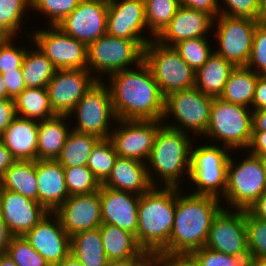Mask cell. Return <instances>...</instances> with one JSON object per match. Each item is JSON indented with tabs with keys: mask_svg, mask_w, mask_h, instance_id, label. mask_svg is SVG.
<instances>
[{
	"mask_svg": "<svg viewBox=\"0 0 266 266\" xmlns=\"http://www.w3.org/2000/svg\"><path fill=\"white\" fill-rule=\"evenodd\" d=\"M229 149V150H228ZM230 148L212 145L191 146L189 180L197 187L193 194L223 198L227 186ZM221 194V195H220Z\"/></svg>",
	"mask_w": 266,
	"mask_h": 266,
	"instance_id": "52a82bcc",
	"label": "cell"
},
{
	"mask_svg": "<svg viewBox=\"0 0 266 266\" xmlns=\"http://www.w3.org/2000/svg\"><path fill=\"white\" fill-rule=\"evenodd\" d=\"M0 266H18L8 254L0 255Z\"/></svg>",
	"mask_w": 266,
	"mask_h": 266,
	"instance_id": "e7e4bbea",
	"label": "cell"
},
{
	"mask_svg": "<svg viewBox=\"0 0 266 266\" xmlns=\"http://www.w3.org/2000/svg\"><path fill=\"white\" fill-rule=\"evenodd\" d=\"M99 137L71 130L57 161L63 168L87 166L93 147Z\"/></svg>",
	"mask_w": 266,
	"mask_h": 266,
	"instance_id": "836d02e7",
	"label": "cell"
},
{
	"mask_svg": "<svg viewBox=\"0 0 266 266\" xmlns=\"http://www.w3.org/2000/svg\"><path fill=\"white\" fill-rule=\"evenodd\" d=\"M188 257L196 266H248L242 257L220 253L206 247L192 251Z\"/></svg>",
	"mask_w": 266,
	"mask_h": 266,
	"instance_id": "ee69618b",
	"label": "cell"
},
{
	"mask_svg": "<svg viewBox=\"0 0 266 266\" xmlns=\"http://www.w3.org/2000/svg\"><path fill=\"white\" fill-rule=\"evenodd\" d=\"M15 161L16 160L11 155V152L5 147L3 142L0 140V178Z\"/></svg>",
	"mask_w": 266,
	"mask_h": 266,
	"instance_id": "9f6ffc18",
	"label": "cell"
},
{
	"mask_svg": "<svg viewBox=\"0 0 266 266\" xmlns=\"http://www.w3.org/2000/svg\"><path fill=\"white\" fill-rule=\"evenodd\" d=\"M253 132L266 131V108L252 110Z\"/></svg>",
	"mask_w": 266,
	"mask_h": 266,
	"instance_id": "6f0895ef",
	"label": "cell"
},
{
	"mask_svg": "<svg viewBox=\"0 0 266 266\" xmlns=\"http://www.w3.org/2000/svg\"><path fill=\"white\" fill-rule=\"evenodd\" d=\"M70 253L84 266H106L100 229L82 231L70 237Z\"/></svg>",
	"mask_w": 266,
	"mask_h": 266,
	"instance_id": "1f68e13d",
	"label": "cell"
},
{
	"mask_svg": "<svg viewBox=\"0 0 266 266\" xmlns=\"http://www.w3.org/2000/svg\"><path fill=\"white\" fill-rule=\"evenodd\" d=\"M253 133L252 110L214 97L208 128L204 137L221 141L222 146L234 149L249 148Z\"/></svg>",
	"mask_w": 266,
	"mask_h": 266,
	"instance_id": "5b68a950",
	"label": "cell"
},
{
	"mask_svg": "<svg viewBox=\"0 0 266 266\" xmlns=\"http://www.w3.org/2000/svg\"><path fill=\"white\" fill-rule=\"evenodd\" d=\"M0 190H10L38 201L35 161L16 160L0 178Z\"/></svg>",
	"mask_w": 266,
	"mask_h": 266,
	"instance_id": "f546056e",
	"label": "cell"
},
{
	"mask_svg": "<svg viewBox=\"0 0 266 266\" xmlns=\"http://www.w3.org/2000/svg\"><path fill=\"white\" fill-rule=\"evenodd\" d=\"M0 211L13 236H24L48 213L38 201L10 190H0Z\"/></svg>",
	"mask_w": 266,
	"mask_h": 266,
	"instance_id": "44dd1931",
	"label": "cell"
},
{
	"mask_svg": "<svg viewBox=\"0 0 266 266\" xmlns=\"http://www.w3.org/2000/svg\"><path fill=\"white\" fill-rule=\"evenodd\" d=\"M70 116L56 115L38 124L37 160H57L71 128L68 122ZM68 126V127H67Z\"/></svg>",
	"mask_w": 266,
	"mask_h": 266,
	"instance_id": "4316f807",
	"label": "cell"
},
{
	"mask_svg": "<svg viewBox=\"0 0 266 266\" xmlns=\"http://www.w3.org/2000/svg\"><path fill=\"white\" fill-rule=\"evenodd\" d=\"M174 49L181 58L196 72L213 54L207 38H190L176 43Z\"/></svg>",
	"mask_w": 266,
	"mask_h": 266,
	"instance_id": "f35d334b",
	"label": "cell"
},
{
	"mask_svg": "<svg viewBox=\"0 0 266 266\" xmlns=\"http://www.w3.org/2000/svg\"><path fill=\"white\" fill-rule=\"evenodd\" d=\"M146 257L109 260L106 266H139Z\"/></svg>",
	"mask_w": 266,
	"mask_h": 266,
	"instance_id": "91938a15",
	"label": "cell"
},
{
	"mask_svg": "<svg viewBox=\"0 0 266 266\" xmlns=\"http://www.w3.org/2000/svg\"><path fill=\"white\" fill-rule=\"evenodd\" d=\"M38 202L48 211L54 212L69 197L64 168L57 160H36Z\"/></svg>",
	"mask_w": 266,
	"mask_h": 266,
	"instance_id": "cb8c5ba5",
	"label": "cell"
},
{
	"mask_svg": "<svg viewBox=\"0 0 266 266\" xmlns=\"http://www.w3.org/2000/svg\"><path fill=\"white\" fill-rule=\"evenodd\" d=\"M117 157L118 154L115 152V148L109 138L100 139L93 147L87 167L101 185L111 174Z\"/></svg>",
	"mask_w": 266,
	"mask_h": 266,
	"instance_id": "8d00e7d4",
	"label": "cell"
},
{
	"mask_svg": "<svg viewBox=\"0 0 266 266\" xmlns=\"http://www.w3.org/2000/svg\"><path fill=\"white\" fill-rule=\"evenodd\" d=\"M245 223L250 261L253 258L266 256V221L254 217L245 210Z\"/></svg>",
	"mask_w": 266,
	"mask_h": 266,
	"instance_id": "b9f144b4",
	"label": "cell"
},
{
	"mask_svg": "<svg viewBox=\"0 0 266 266\" xmlns=\"http://www.w3.org/2000/svg\"><path fill=\"white\" fill-rule=\"evenodd\" d=\"M96 81L87 69H57L46 87L53 112L69 116Z\"/></svg>",
	"mask_w": 266,
	"mask_h": 266,
	"instance_id": "2e32d148",
	"label": "cell"
},
{
	"mask_svg": "<svg viewBox=\"0 0 266 266\" xmlns=\"http://www.w3.org/2000/svg\"><path fill=\"white\" fill-rule=\"evenodd\" d=\"M149 34L156 38L179 9L180 0H144Z\"/></svg>",
	"mask_w": 266,
	"mask_h": 266,
	"instance_id": "d590c367",
	"label": "cell"
},
{
	"mask_svg": "<svg viewBox=\"0 0 266 266\" xmlns=\"http://www.w3.org/2000/svg\"><path fill=\"white\" fill-rule=\"evenodd\" d=\"M101 220L104 224L118 226L136 236L140 195L113 190L101 185L99 189Z\"/></svg>",
	"mask_w": 266,
	"mask_h": 266,
	"instance_id": "7402d4cb",
	"label": "cell"
},
{
	"mask_svg": "<svg viewBox=\"0 0 266 266\" xmlns=\"http://www.w3.org/2000/svg\"><path fill=\"white\" fill-rule=\"evenodd\" d=\"M259 22L266 23V0L259 2Z\"/></svg>",
	"mask_w": 266,
	"mask_h": 266,
	"instance_id": "be15d7a7",
	"label": "cell"
},
{
	"mask_svg": "<svg viewBox=\"0 0 266 266\" xmlns=\"http://www.w3.org/2000/svg\"><path fill=\"white\" fill-rule=\"evenodd\" d=\"M246 67L259 75H266V23L258 22L256 26Z\"/></svg>",
	"mask_w": 266,
	"mask_h": 266,
	"instance_id": "f6af8a7d",
	"label": "cell"
},
{
	"mask_svg": "<svg viewBox=\"0 0 266 266\" xmlns=\"http://www.w3.org/2000/svg\"><path fill=\"white\" fill-rule=\"evenodd\" d=\"M139 266H171L170 257L149 254Z\"/></svg>",
	"mask_w": 266,
	"mask_h": 266,
	"instance_id": "680465c9",
	"label": "cell"
},
{
	"mask_svg": "<svg viewBox=\"0 0 266 266\" xmlns=\"http://www.w3.org/2000/svg\"><path fill=\"white\" fill-rule=\"evenodd\" d=\"M55 266H84V265L70 253L66 258H64L61 262H59Z\"/></svg>",
	"mask_w": 266,
	"mask_h": 266,
	"instance_id": "6125c7cd",
	"label": "cell"
},
{
	"mask_svg": "<svg viewBox=\"0 0 266 266\" xmlns=\"http://www.w3.org/2000/svg\"><path fill=\"white\" fill-rule=\"evenodd\" d=\"M16 116L14 99H0V136Z\"/></svg>",
	"mask_w": 266,
	"mask_h": 266,
	"instance_id": "f907efd6",
	"label": "cell"
},
{
	"mask_svg": "<svg viewBox=\"0 0 266 266\" xmlns=\"http://www.w3.org/2000/svg\"><path fill=\"white\" fill-rule=\"evenodd\" d=\"M21 69L26 88H46L57 70L36 47L26 51Z\"/></svg>",
	"mask_w": 266,
	"mask_h": 266,
	"instance_id": "e575fe53",
	"label": "cell"
},
{
	"mask_svg": "<svg viewBox=\"0 0 266 266\" xmlns=\"http://www.w3.org/2000/svg\"><path fill=\"white\" fill-rule=\"evenodd\" d=\"M179 187L152 186L140 195L136 241L148 254L157 255L169 242Z\"/></svg>",
	"mask_w": 266,
	"mask_h": 266,
	"instance_id": "3957f363",
	"label": "cell"
},
{
	"mask_svg": "<svg viewBox=\"0 0 266 266\" xmlns=\"http://www.w3.org/2000/svg\"><path fill=\"white\" fill-rule=\"evenodd\" d=\"M103 80H97L86 94L79 100L69 116H76L72 130L92 134L100 139H107L111 133V120L117 121L112 106L109 87ZM110 128V129H109Z\"/></svg>",
	"mask_w": 266,
	"mask_h": 266,
	"instance_id": "8fae6325",
	"label": "cell"
},
{
	"mask_svg": "<svg viewBox=\"0 0 266 266\" xmlns=\"http://www.w3.org/2000/svg\"><path fill=\"white\" fill-rule=\"evenodd\" d=\"M222 1L225 4L224 6L226 5L227 6L219 7V14L231 17H248L259 21L260 0H222Z\"/></svg>",
	"mask_w": 266,
	"mask_h": 266,
	"instance_id": "7dc6e473",
	"label": "cell"
},
{
	"mask_svg": "<svg viewBox=\"0 0 266 266\" xmlns=\"http://www.w3.org/2000/svg\"><path fill=\"white\" fill-rule=\"evenodd\" d=\"M9 98L7 96V87L6 82L2 80V77L0 75V99Z\"/></svg>",
	"mask_w": 266,
	"mask_h": 266,
	"instance_id": "03108f58",
	"label": "cell"
},
{
	"mask_svg": "<svg viewBox=\"0 0 266 266\" xmlns=\"http://www.w3.org/2000/svg\"><path fill=\"white\" fill-rule=\"evenodd\" d=\"M16 37H0V74L22 67L28 47L15 46Z\"/></svg>",
	"mask_w": 266,
	"mask_h": 266,
	"instance_id": "bcb514c9",
	"label": "cell"
},
{
	"mask_svg": "<svg viewBox=\"0 0 266 266\" xmlns=\"http://www.w3.org/2000/svg\"><path fill=\"white\" fill-rule=\"evenodd\" d=\"M251 106V110L266 108V75L258 76Z\"/></svg>",
	"mask_w": 266,
	"mask_h": 266,
	"instance_id": "816d5d0a",
	"label": "cell"
},
{
	"mask_svg": "<svg viewBox=\"0 0 266 266\" xmlns=\"http://www.w3.org/2000/svg\"><path fill=\"white\" fill-rule=\"evenodd\" d=\"M235 66L213 52L207 62L196 71L195 87L211 97H220Z\"/></svg>",
	"mask_w": 266,
	"mask_h": 266,
	"instance_id": "f1b7e54d",
	"label": "cell"
},
{
	"mask_svg": "<svg viewBox=\"0 0 266 266\" xmlns=\"http://www.w3.org/2000/svg\"><path fill=\"white\" fill-rule=\"evenodd\" d=\"M0 75L2 80L6 82L9 98L15 99L26 88L21 68Z\"/></svg>",
	"mask_w": 266,
	"mask_h": 266,
	"instance_id": "c3c4849f",
	"label": "cell"
},
{
	"mask_svg": "<svg viewBox=\"0 0 266 266\" xmlns=\"http://www.w3.org/2000/svg\"><path fill=\"white\" fill-rule=\"evenodd\" d=\"M64 174L69 196L90 194L101 187L100 182L87 166L64 168Z\"/></svg>",
	"mask_w": 266,
	"mask_h": 266,
	"instance_id": "ab89813d",
	"label": "cell"
},
{
	"mask_svg": "<svg viewBox=\"0 0 266 266\" xmlns=\"http://www.w3.org/2000/svg\"><path fill=\"white\" fill-rule=\"evenodd\" d=\"M81 2V0H31L33 11L45 14L49 17L50 26H56L69 15Z\"/></svg>",
	"mask_w": 266,
	"mask_h": 266,
	"instance_id": "7bdbcfd3",
	"label": "cell"
},
{
	"mask_svg": "<svg viewBox=\"0 0 266 266\" xmlns=\"http://www.w3.org/2000/svg\"><path fill=\"white\" fill-rule=\"evenodd\" d=\"M176 191L174 224L168 244L157 254L163 257L188 256L205 247L211 223L222 208L221 199Z\"/></svg>",
	"mask_w": 266,
	"mask_h": 266,
	"instance_id": "7a4b0ae2",
	"label": "cell"
},
{
	"mask_svg": "<svg viewBox=\"0 0 266 266\" xmlns=\"http://www.w3.org/2000/svg\"><path fill=\"white\" fill-rule=\"evenodd\" d=\"M214 20L217 24L215 35L219 43L218 49L214 52L235 67L246 66L259 21L248 17H231L221 14Z\"/></svg>",
	"mask_w": 266,
	"mask_h": 266,
	"instance_id": "7c38bea8",
	"label": "cell"
},
{
	"mask_svg": "<svg viewBox=\"0 0 266 266\" xmlns=\"http://www.w3.org/2000/svg\"><path fill=\"white\" fill-rule=\"evenodd\" d=\"M12 237L13 235L8 229L0 211V255L7 254L8 246Z\"/></svg>",
	"mask_w": 266,
	"mask_h": 266,
	"instance_id": "11a10c76",
	"label": "cell"
},
{
	"mask_svg": "<svg viewBox=\"0 0 266 266\" xmlns=\"http://www.w3.org/2000/svg\"><path fill=\"white\" fill-rule=\"evenodd\" d=\"M109 77L108 87L117 120L162 121L165 97L144 61L135 69L118 71Z\"/></svg>",
	"mask_w": 266,
	"mask_h": 266,
	"instance_id": "6da1fadb",
	"label": "cell"
},
{
	"mask_svg": "<svg viewBox=\"0 0 266 266\" xmlns=\"http://www.w3.org/2000/svg\"><path fill=\"white\" fill-rule=\"evenodd\" d=\"M250 263L253 266H266V256L259 257V258H253Z\"/></svg>",
	"mask_w": 266,
	"mask_h": 266,
	"instance_id": "003e7915",
	"label": "cell"
},
{
	"mask_svg": "<svg viewBox=\"0 0 266 266\" xmlns=\"http://www.w3.org/2000/svg\"><path fill=\"white\" fill-rule=\"evenodd\" d=\"M38 124V120L16 116L0 136L15 160H37Z\"/></svg>",
	"mask_w": 266,
	"mask_h": 266,
	"instance_id": "d4e9b609",
	"label": "cell"
},
{
	"mask_svg": "<svg viewBox=\"0 0 266 266\" xmlns=\"http://www.w3.org/2000/svg\"><path fill=\"white\" fill-rule=\"evenodd\" d=\"M146 166L145 162L118 156L102 186L142 195L152 187Z\"/></svg>",
	"mask_w": 266,
	"mask_h": 266,
	"instance_id": "484cf974",
	"label": "cell"
},
{
	"mask_svg": "<svg viewBox=\"0 0 266 266\" xmlns=\"http://www.w3.org/2000/svg\"><path fill=\"white\" fill-rule=\"evenodd\" d=\"M258 157L261 160L263 169L265 170V173H266V153L262 155H258Z\"/></svg>",
	"mask_w": 266,
	"mask_h": 266,
	"instance_id": "a7ac6f4b",
	"label": "cell"
},
{
	"mask_svg": "<svg viewBox=\"0 0 266 266\" xmlns=\"http://www.w3.org/2000/svg\"><path fill=\"white\" fill-rule=\"evenodd\" d=\"M248 152L256 156L266 153V131L253 132Z\"/></svg>",
	"mask_w": 266,
	"mask_h": 266,
	"instance_id": "f5cc1de1",
	"label": "cell"
},
{
	"mask_svg": "<svg viewBox=\"0 0 266 266\" xmlns=\"http://www.w3.org/2000/svg\"><path fill=\"white\" fill-rule=\"evenodd\" d=\"M118 127L112 129L110 141L120 157L147 162L159 128L160 120H117ZM145 159V160H144Z\"/></svg>",
	"mask_w": 266,
	"mask_h": 266,
	"instance_id": "9a60e30c",
	"label": "cell"
},
{
	"mask_svg": "<svg viewBox=\"0 0 266 266\" xmlns=\"http://www.w3.org/2000/svg\"><path fill=\"white\" fill-rule=\"evenodd\" d=\"M150 68L164 97L168 94L195 87L196 72L171 46L152 39L144 48V60Z\"/></svg>",
	"mask_w": 266,
	"mask_h": 266,
	"instance_id": "ba28073f",
	"label": "cell"
},
{
	"mask_svg": "<svg viewBox=\"0 0 266 266\" xmlns=\"http://www.w3.org/2000/svg\"><path fill=\"white\" fill-rule=\"evenodd\" d=\"M53 213L70 237L82 231L99 228L102 224L99 190L90 194L69 196Z\"/></svg>",
	"mask_w": 266,
	"mask_h": 266,
	"instance_id": "ffe728a7",
	"label": "cell"
},
{
	"mask_svg": "<svg viewBox=\"0 0 266 266\" xmlns=\"http://www.w3.org/2000/svg\"><path fill=\"white\" fill-rule=\"evenodd\" d=\"M108 0H81L56 26L87 46L107 34Z\"/></svg>",
	"mask_w": 266,
	"mask_h": 266,
	"instance_id": "e0dca14e",
	"label": "cell"
},
{
	"mask_svg": "<svg viewBox=\"0 0 266 266\" xmlns=\"http://www.w3.org/2000/svg\"><path fill=\"white\" fill-rule=\"evenodd\" d=\"M213 98L196 87L172 92L165 97L162 122L165 126L181 132L188 131L189 134L190 131L191 134L193 131L192 133L202 136L208 128ZM171 114L177 122L168 124L165 120L169 119Z\"/></svg>",
	"mask_w": 266,
	"mask_h": 266,
	"instance_id": "9c48e42d",
	"label": "cell"
},
{
	"mask_svg": "<svg viewBox=\"0 0 266 266\" xmlns=\"http://www.w3.org/2000/svg\"><path fill=\"white\" fill-rule=\"evenodd\" d=\"M214 19L201 11L180 6L170 23L155 38L165 46L190 38H207L208 30L215 28Z\"/></svg>",
	"mask_w": 266,
	"mask_h": 266,
	"instance_id": "603a6c76",
	"label": "cell"
},
{
	"mask_svg": "<svg viewBox=\"0 0 266 266\" xmlns=\"http://www.w3.org/2000/svg\"><path fill=\"white\" fill-rule=\"evenodd\" d=\"M24 237L50 266L70 254V236L53 212H48Z\"/></svg>",
	"mask_w": 266,
	"mask_h": 266,
	"instance_id": "ac0fdd59",
	"label": "cell"
},
{
	"mask_svg": "<svg viewBox=\"0 0 266 266\" xmlns=\"http://www.w3.org/2000/svg\"><path fill=\"white\" fill-rule=\"evenodd\" d=\"M248 154L240 163L234 162L231 154L229 157L223 198L232 210H248L266 190V173L261 160L250 152Z\"/></svg>",
	"mask_w": 266,
	"mask_h": 266,
	"instance_id": "30bf717a",
	"label": "cell"
},
{
	"mask_svg": "<svg viewBox=\"0 0 266 266\" xmlns=\"http://www.w3.org/2000/svg\"><path fill=\"white\" fill-rule=\"evenodd\" d=\"M49 28L27 35L31 45L36 46L56 69H87V45L57 26L49 25Z\"/></svg>",
	"mask_w": 266,
	"mask_h": 266,
	"instance_id": "4fadbf2b",
	"label": "cell"
},
{
	"mask_svg": "<svg viewBox=\"0 0 266 266\" xmlns=\"http://www.w3.org/2000/svg\"><path fill=\"white\" fill-rule=\"evenodd\" d=\"M248 211L256 218L266 221V190L252 204Z\"/></svg>",
	"mask_w": 266,
	"mask_h": 266,
	"instance_id": "db71d44e",
	"label": "cell"
},
{
	"mask_svg": "<svg viewBox=\"0 0 266 266\" xmlns=\"http://www.w3.org/2000/svg\"><path fill=\"white\" fill-rule=\"evenodd\" d=\"M189 135L164 124L159 128L146 162L149 164L146 167L152 186L161 184V187H178L179 182L183 183L180 175L182 176L185 173L188 174L187 177L189 178L191 146L193 143ZM154 176H157L158 179H154Z\"/></svg>",
	"mask_w": 266,
	"mask_h": 266,
	"instance_id": "277c9868",
	"label": "cell"
},
{
	"mask_svg": "<svg viewBox=\"0 0 266 266\" xmlns=\"http://www.w3.org/2000/svg\"><path fill=\"white\" fill-rule=\"evenodd\" d=\"M16 115L34 119L47 120L56 114L53 112L47 88H25L15 99Z\"/></svg>",
	"mask_w": 266,
	"mask_h": 266,
	"instance_id": "d6a6232c",
	"label": "cell"
},
{
	"mask_svg": "<svg viewBox=\"0 0 266 266\" xmlns=\"http://www.w3.org/2000/svg\"><path fill=\"white\" fill-rule=\"evenodd\" d=\"M259 74L246 66L235 67L227 79L220 98L226 102L251 108Z\"/></svg>",
	"mask_w": 266,
	"mask_h": 266,
	"instance_id": "4dcf8cb0",
	"label": "cell"
},
{
	"mask_svg": "<svg viewBox=\"0 0 266 266\" xmlns=\"http://www.w3.org/2000/svg\"><path fill=\"white\" fill-rule=\"evenodd\" d=\"M7 254L18 266H50L24 236H13Z\"/></svg>",
	"mask_w": 266,
	"mask_h": 266,
	"instance_id": "60d3db41",
	"label": "cell"
},
{
	"mask_svg": "<svg viewBox=\"0 0 266 266\" xmlns=\"http://www.w3.org/2000/svg\"><path fill=\"white\" fill-rule=\"evenodd\" d=\"M29 8L31 0H0V37H17Z\"/></svg>",
	"mask_w": 266,
	"mask_h": 266,
	"instance_id": "74e56055",
	"label": "cell"
},
{
	"mask_svg": "<svg viewBox=\"0 0 266 266\" xmlns=\"http://www.w3.org/2000/svg\"><path fill=\"white\" fill-rule=\"evenodd\" d=\"M99 229L108 260L147 257L149 255L138 245L135 235L131 232L104 223L99 226Z\"/></svg>",
	"mask_w": 266,
	"mask_h": 266,
	"instance_id": "83f0119b",
	"label": "cell"
},
{
	"mask_svg": "<svg viewBox=\"0 0 266 266\" xmlns=\"http://www.w3.org/2000/svg\"><path fill=\"white\" fill-rule=\"evenodd\" d=\"M220 0H180V5L204 12L215 19L219 15Z\"/></svg>",
	"mask_w": 266,
	"mask_h": 266,
	"instance_id": "681fc988",
	"label": "cell"
},
{
	"mask_svg": "<svg viewBox=\"0 0 266 266\" xmlns=\"http://www.w3.org/2000/svg\"><path fill=\"white\" fill-rule=\"evenodd\" d=\"M171 266H196L188 256L170 257Z\"/></svg>",
	"mask_w": 266,
	"mask_h": 266,
	"instance_id": "94428289",
	"label": "cell"
},
{
	"mask_svg": "<svg viewBox=\"0 0 266 266\" xmlns=\"http://www.w3.org/2000/svg\"><path fill=\"white\" fill-rule=\"evenodd\" d=\"M147 29L144 0H108L107 34L147 45L152 37L141 35Z\"/></svg>",
	"mask_w": 266,
	"mask_h": 266,
	"instance_id": "d6986e66",
	"label": "cell"
},
{
	"mask_svg": "<svg viewBox=\"0 0 266 266\" xmlns=\"http://www.w3.org/2000/svg\"><path fill=\"white\" fill-rule=\"evenodd\" d=\"M145 46L141 40H127L105 34L87 46V70L101 81L104 80L101 79L104 73L111 75L130 69V65L137 67L144 60Z\"/></svg>",
	"mask_w": 266,
	"mask_h": 266,
	"instance_id": "8992f818",
	"label": "cell"
},
{
	"mask_svg": "<svg viewBox=\"0 0 266 266\" xmlns=\"http://www.w3.org/2000/svg\"><path fill=\"white\" fill-rule=\"evenodd\" d=\"M222 207L212 220L205 247L250 263L245 210ZM229 209V210H228Z\"/></svg>",
	"mask_w": 266,
	"mask_h": 266,
	"instance_id": "5bb4252c",
	"label": "cell"
}]
</instances>
